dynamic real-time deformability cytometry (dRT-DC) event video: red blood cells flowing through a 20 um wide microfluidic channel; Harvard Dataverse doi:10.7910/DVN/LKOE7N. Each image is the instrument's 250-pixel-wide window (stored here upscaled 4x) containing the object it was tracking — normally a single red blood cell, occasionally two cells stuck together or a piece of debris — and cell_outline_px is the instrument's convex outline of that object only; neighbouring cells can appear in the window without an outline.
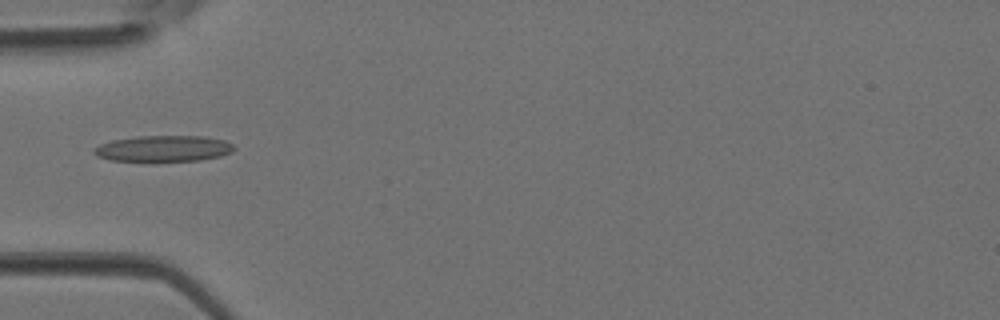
{"species": "Egyptian fruit bat (a non-hibernating species)", "species_latin": "Rousettus aegyptiacus", "temperature_condition": "room temperature", "stored_images_in_passage": 4, "camera_frame_rate_fps": 3000, "um_per_image_px": 0.085, "animal": {"sex": "female"}, "frame": {"image": 1, "passage_image": 4, "time_ms": 1.0, "image_size_px": [1000, 320], "cell_outline_px": [[236, 148], [232, 152], [220, 156], [200, 160], [156, 164], [148, 164], [112, 160], [96, 156], [92, 152], [92, 148], [100, 144], [112, 140], [136, 136], [208, 136], [224, 140], [232, 144]], "centroid_in_image_um": [13.85, 12.67], "position_along_channel_um": 71.1, "area_um2": 22.54}}